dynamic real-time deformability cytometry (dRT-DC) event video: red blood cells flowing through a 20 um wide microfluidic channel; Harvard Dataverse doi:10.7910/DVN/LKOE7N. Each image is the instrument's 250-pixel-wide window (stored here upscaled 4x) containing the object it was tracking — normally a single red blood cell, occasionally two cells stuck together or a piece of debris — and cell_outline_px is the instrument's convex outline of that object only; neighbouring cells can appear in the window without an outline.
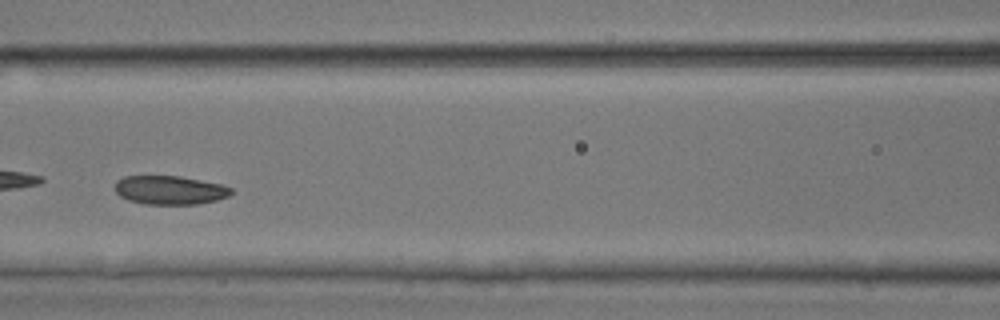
{"species": "common noctule bat (a hibernating species)", "species_latin": "Nyctalus noctula", "temperature_condition": "room temperature", "stored_images_in_passage": 49, "camera_frame_rate_fps": 3000, "um_per_image_px": 0.085, "animal": {"sex": "male", "body_mass_g": 17.9, "forearm_length_mm": 54.2}, "frame": {"image": 1, "passage_image": 22, "time_ms": 7.0, "image_size_px": [1000, 320], "cell_outline_px": [[232, 192], [228, 196], [216, 200], [196, 204], [144, 204], [128, 200], [120, 196], [116, 192], [116, 180], [124, 176], [180, 176], [224, 184], [232, 188]], "centroid_in_image_um": [14.45, 16.15], "position_along_channel_um": 152.2, "area_um2": 19.54}}
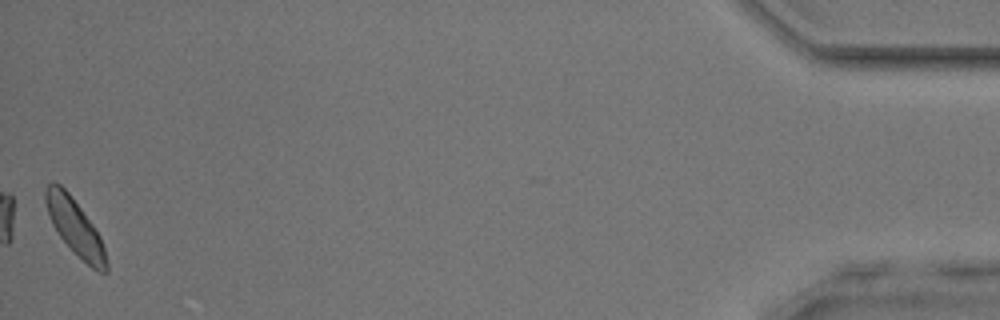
{"frame": {"image": 2, "passage_image": 49, "time_ms": 16.0, "image_size_px": [1000, 320], "cell_outline_px": [[108, 272], [100, 272], [92, 268], [60, 236], [52, 224], [44, 200], [44, 188], [48, 184], [60, 184], [68, 192], [92, 224], [100, 236], [104, 248], [108, 264]], "centroid_in_image_um": [6.38, 19.29], "position_along_channel_um": 428.8, "area_um2": 19.19}, "authors_computed_cell_mechanics": {"area_um2": 19.941, "velocity_mm_per_s": 4.0806, "shape_relaxation_time_tau1_ms": 2.0801, "shape_relaxation_time_tau2_ms": 3.2435, "deformation_change_tau1": 0.0528, "deformation_change_tau2": 0.0584}}